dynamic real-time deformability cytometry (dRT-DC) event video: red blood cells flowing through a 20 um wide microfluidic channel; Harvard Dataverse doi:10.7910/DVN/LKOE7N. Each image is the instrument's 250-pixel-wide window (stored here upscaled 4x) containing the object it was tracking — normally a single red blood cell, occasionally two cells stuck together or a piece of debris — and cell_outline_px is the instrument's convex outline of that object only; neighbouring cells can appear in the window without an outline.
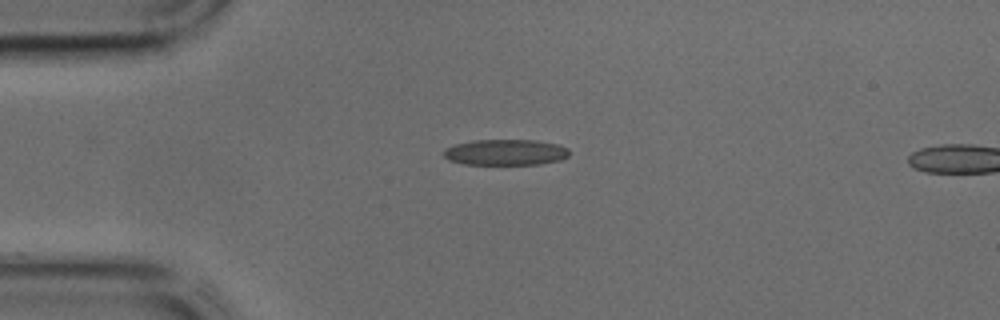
{"species": "common noctule bat (a hibernating species)", "species_latin": "Nyctalus noctula", "temperature_condition": "cold", "stored_images_in_passage": 3, "camera_frame_rate_fps": 3000, "um_per_image_px": 0.085, "animal": {"sex": "male", "body_mass_g": 17.9, "forearm_length_mm": 54.2}, "frame": {"image": 1, "passage_image": 1, "time_ms": 0.0, "image_size_px": [1000, 320], "cell_outline_px": [[568, 156], [560, 160], [540, 164], [464, 164], [448, 160], [444, 156], [444, 148], [456, 144], [472, 140], [536, 140], [560, 144], [568, 148]], "centroid_in_image_um": [42.98, 12.94], "position_along_channel_um": 42.0, "area_um2": 19.02}}